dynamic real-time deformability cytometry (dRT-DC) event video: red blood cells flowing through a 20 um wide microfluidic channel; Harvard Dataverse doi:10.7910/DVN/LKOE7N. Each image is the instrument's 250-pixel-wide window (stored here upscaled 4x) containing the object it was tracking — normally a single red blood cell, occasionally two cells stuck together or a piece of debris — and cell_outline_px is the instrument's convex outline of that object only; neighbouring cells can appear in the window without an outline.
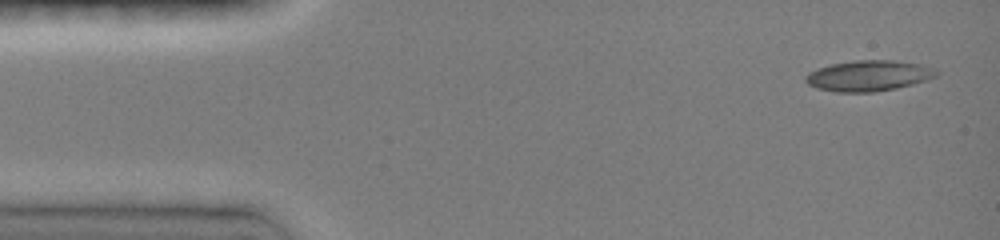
{"species": "common noctule bat (a hibernating species)", "species_latin": "Nyctalus noctula", "temperature_condition": "room temperature", "stored_images_in_passage": 11, "camera_frame_rate_fps": 3000, "um_per_image_px": 0.085, "animal": {"sex": "female", "body_mass_g": 19.0, "forearm_length_mm": 51.5}, "frame": {"image": 1, "passage_image": 1, "time_ms": 0.0, "image_size_px": [1000, 240], "cell_outline_px": [[940, 72], [936, 76], [928, 80], [896, 88], [872, 92], [836, 92], [816, 88], [808, 84], [804, 80], [804, 76], [808, 72], [832, 64], [852, 60], [892, 60], [920, 64], [932, 68]], "centroid_in_image_um": [73.82, 6.44], "position_along_channel_um": 11.2, "area_um2": 23.41}}
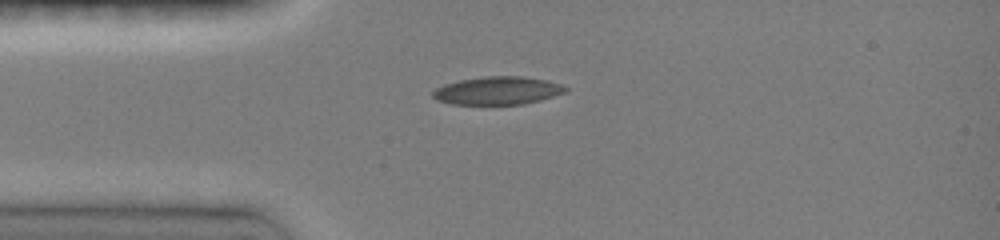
{"frame": {"image": 2, "passage_image": 7, "time_ms": 3.0, "image_size_px": [1000, 240], "cell_outline_px": [[568, 88], [564, 92], [540, 100], [524, 104], [452, 104], [440, 100], [432, 96], [432, 92], [436, 88], [444, 84], [460, 80], [484, 76], [520, 76], [548, 80], [560, 84]], "centroid_in_image_um": [42.29, 7.69], "position_along_channel_um": 42.7, "area_um2": 21.44}}